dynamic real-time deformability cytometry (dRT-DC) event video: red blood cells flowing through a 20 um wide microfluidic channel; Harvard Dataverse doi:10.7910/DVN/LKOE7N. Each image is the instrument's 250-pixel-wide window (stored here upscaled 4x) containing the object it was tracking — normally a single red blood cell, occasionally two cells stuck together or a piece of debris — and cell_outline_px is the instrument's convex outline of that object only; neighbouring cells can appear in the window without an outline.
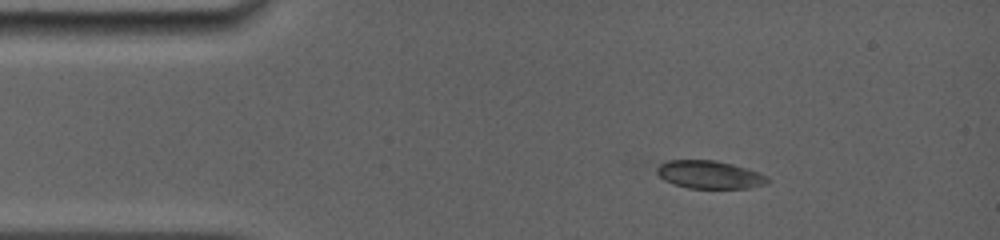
{"species": "common noctule bat (a hibernating species)", "species_latin": "Nyctalus noctula", "temperature_condition": "room temperature", "stored_images_in_passage": 24, "camera_frame_rate_fps": 5000, "um_per_image_px": 0.085, "animal": {"sex": "female", "body_mass_g": 19.0, "forearm_length_mm": 56.7}, "frame": {"image": 1, "passage_image": 7, "time_ms": 2.2, "image_size_px": [1000, 240], "cell_outline_px": [[772, 180], [768, 184], [748, 188], [688, 188], [664, 180], [656, 172], [656, 168], [660, 164], [668, 160], [716, 160], [732, 164], [768, 176]], "centroid_in_image_um": [60.33, 14.85], "position_along_channel_um": 24.7, "area_um2": 17.98}}
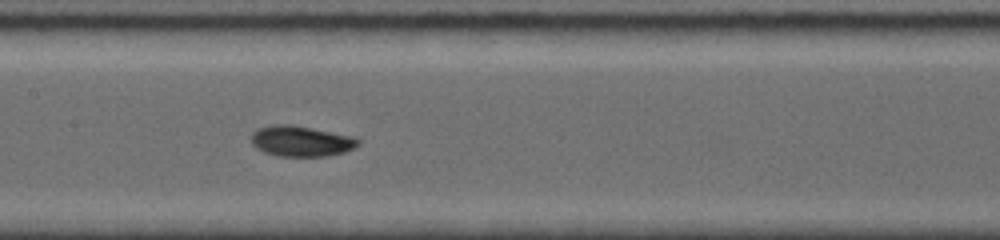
{"frame": {"image": 2, "passage_image": 17, "time_ms": 7.6, "image_size_px": [1000, 240], "cell_outline_px": [[360, 144], [344, 152], [324, 156], [280, 156], [264, 152], [256, 148], [252, 144], [252, 132], [260, 128], [276, 124], [292, 124], [352, 136], [360, 140]], "centroid_in_image_um": [25.58, 11.99], "position_along_channel_um": 181.8, "area_um2": 18.9}}
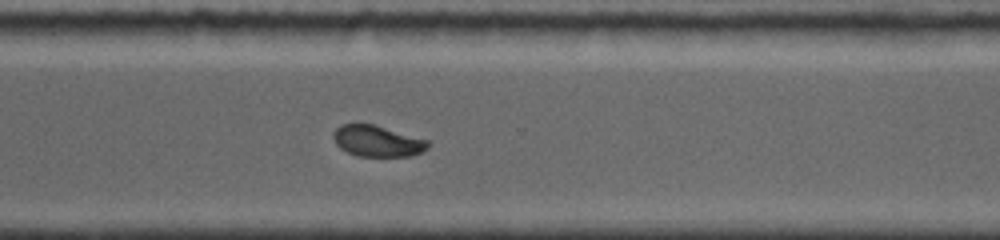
{"frame": {"image": 3, "passage_image": 24, "time_ms": 11.6, "image_size_px": [1000, 240], "cell_outline_px": [[428, 148], [424, 152], [412, 156], [360, 156], [348, 152], [340, 148], [336, 144], [332, 136], [332, 132], [336, 128], [344, 124], [372, 124], [428, 140]], "centroid_in_image_um": [32.07, 12.0], "position_along_channel_um": 338.5, "area_um2": 17.05}}